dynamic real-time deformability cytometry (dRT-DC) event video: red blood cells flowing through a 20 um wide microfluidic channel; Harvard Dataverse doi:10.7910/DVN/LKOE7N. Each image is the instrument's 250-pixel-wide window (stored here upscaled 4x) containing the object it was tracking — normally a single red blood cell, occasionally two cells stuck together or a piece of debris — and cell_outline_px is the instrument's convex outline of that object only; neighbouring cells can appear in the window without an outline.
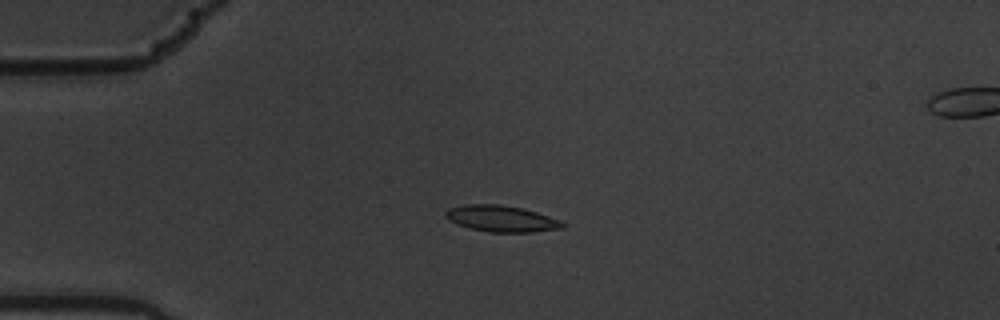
{"species": "common noctule bat (a hibernating species)", "species_latin": "Nyctalus noctula", "temperature_condition": "warm", "stored_images_in_passage": 8, "camera_frame_rate_fps": 3000, "um_per_image_px": 0.085, "animal": {"sex": "male", "body_mass_g": 19.5, "forearm_length_mm": 54.6}, "frame": {"image": 1, "passage_image": 5, "time_ms": 1.333, "image_size_px": [1000, 320], "cell_outline_px": [[564, 228], [532, 232], [492, 232], [472, 228], [456, 224], [448, 220], [444, 216], [444, 212], [448, 208], [464, 204], [500, 204], [520, 208], [536, 212], [560, 220], [564, 224]], "centroid_in_image_um": [42.57, 18.58], "position_along_channel_um": 42.4, "area_um2": 17.86}}
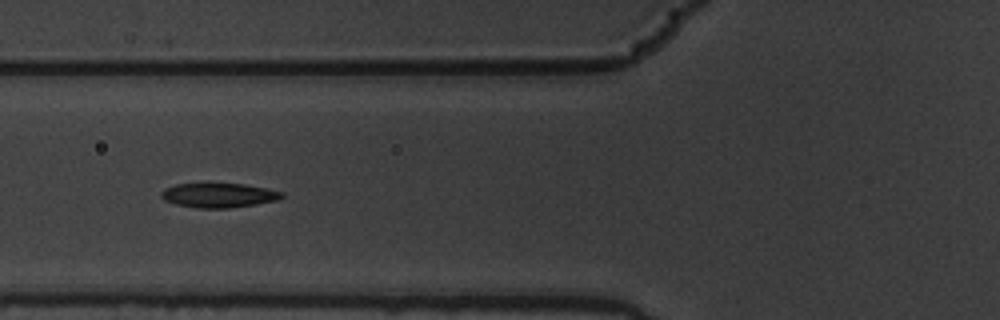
{"frame": {"image": 2, "passage_image": 7, "time_ms": 2.0, "image_size_px": [1000, 320], "cell_outline_px": [[284, 196], [276, 200], [256, 204], [228, 208], [196, 208], [176, 204], [164, 200], [160, 196], [160, 192], [164, 188], [176, 184], [208, 180], [244, 184], [284, 192]], "centroid_in_image_um": [18.51, 16.54], "position_along_channel_um": 107.3, "area_um2": 18.03}}
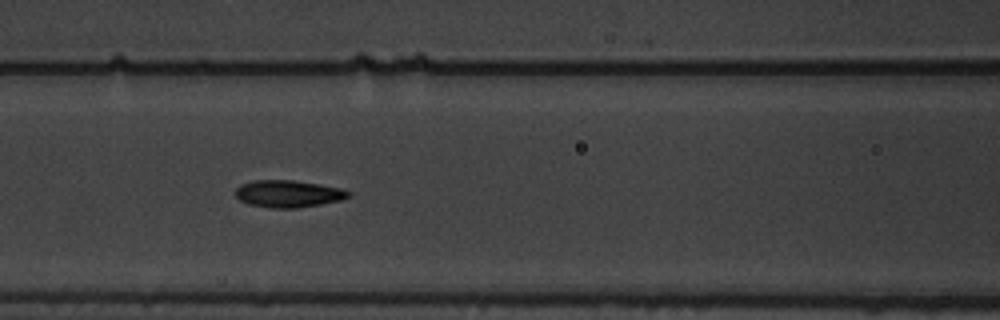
{"frame": {"image": 3, "passage_image": 8, "time_ms": 2.333, "image_size_px": [1000, 320], "cell_outline_px": [[352, 196], [340, 200], [320, 204], [296, 208], [272, 208], [248, 204], [240, 200], [236, 196], [236, 188], [240, 184], [256, 180], [292, 180], [344, 188], [352, 192]], "centroid_in_image_um": [24.53, 16.46], "position_along_channel_um": 142.1, "area_um2": 17.92}}